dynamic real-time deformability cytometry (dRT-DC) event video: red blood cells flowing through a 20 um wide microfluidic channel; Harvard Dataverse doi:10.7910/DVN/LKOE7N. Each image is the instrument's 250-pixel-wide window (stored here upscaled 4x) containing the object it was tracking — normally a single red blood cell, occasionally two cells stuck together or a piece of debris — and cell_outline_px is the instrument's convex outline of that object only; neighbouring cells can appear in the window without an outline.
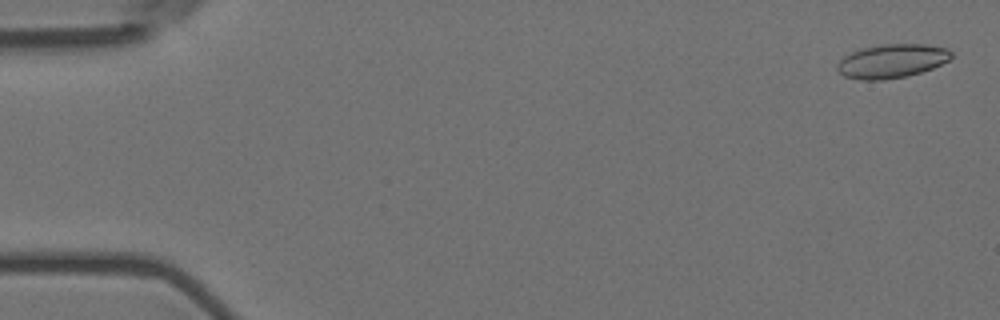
{"species": "Egyptian fruit bat (a non-hibernating species)", "species_latin": "Rousettus aegyptiacus", "temperature_condition": "room temperature", "stored_images_in_passage": 11, "camera_frame_rate_fps": 3000, "um_per_image_px": 0.085, "animal": {"sex": "female"}, "frame": {"image": 1, "passage_image": 1, "time_ms": 0.0, "image_size_px": [1000, 320], "cell_outline_px": [[952, 56], [948, 60], [932, 68], [920, 72], [904, 76], [884, 80], [860, 80], [844, 76], [836, 68], [836, 64], [844, 56], [860, 48], [884, 44], [924, 44], [948, 48], [952, 52]], "centroid_in_image_um": [75.78, 5.18], "position_along_channel_um": 9.2, "area_um2": 22.43}}
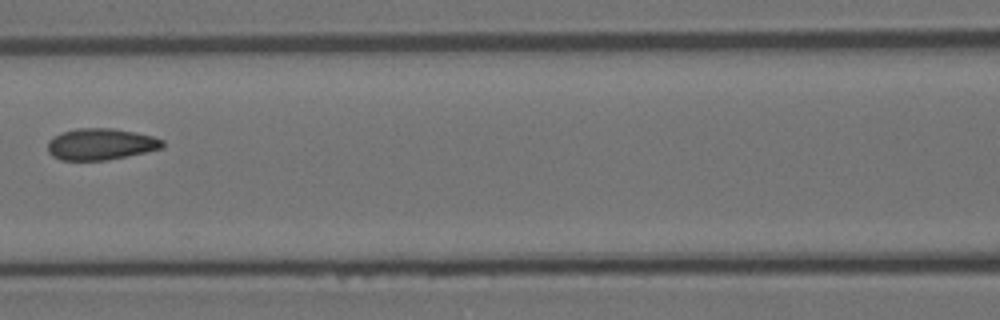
{"frame": {"image": 2, "passage_image": 7, "time_ms": 2.0, "image_size_px": [1000, 320], "cell_outline_px": [[164, 148], [108, 160], [60, 160], [52, 156], [48, 152], [48, 140], [64, 132], [76, 128], [112, 128], [136, 132], [152, 136], [164, 140]], "centroid_in_image_um": [8.58, 12.26], "position_along_channel_um": 158.0, "area_um2": 21.1}}
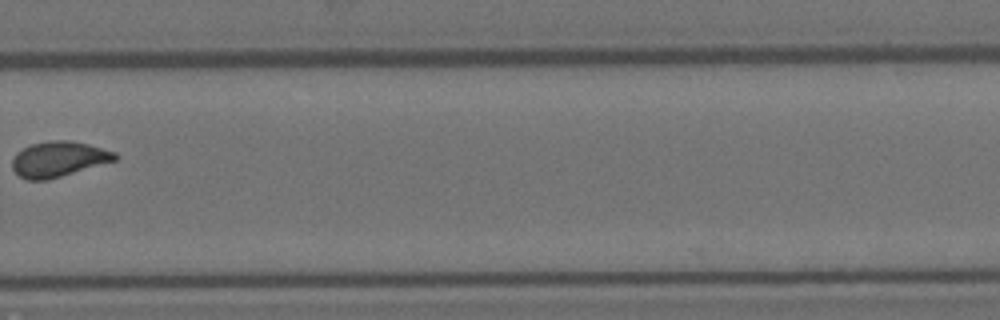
{"frame": {"image": 3, "passage_image": 11, "time_ms": 3.333, "image_size_px": [1000, 320], "cell_outline_px": [[120, 156], [116, 160], [48, 180], [28, 180], [20, 176], [12, 168], [12, 160], [16, 152], [32, 144], [48, 140], [68, 140], [88, 144], [116, 152]], "centroid_in_image_um": [4.98, 13.52], "position_along_channel_um": 324.8, "area_um2": 21.15}}